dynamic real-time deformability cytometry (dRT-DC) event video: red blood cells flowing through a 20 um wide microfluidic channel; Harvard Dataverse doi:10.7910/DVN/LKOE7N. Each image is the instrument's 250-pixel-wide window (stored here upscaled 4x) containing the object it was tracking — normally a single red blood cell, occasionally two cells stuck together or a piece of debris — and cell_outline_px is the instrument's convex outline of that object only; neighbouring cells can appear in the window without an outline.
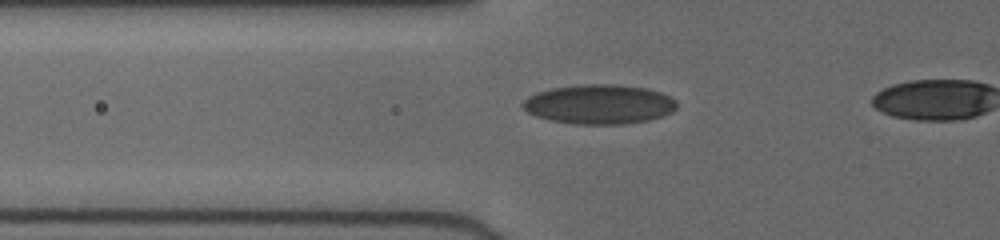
{"species": "human", "species_latin": "Homo sapiens", "temperature_condition": "cold", "stored_images_in_passage": 5, "camera_frame_rate_fps": 3000, "um_per_image_px": 0.085, "donor": {"sex": "female"}, "frame": {"image": 1, "passage_image": 3, "time_ms": 1.0, "image_size_px": [1000, 240], "cell_outline_px": [[676, 108], [672, 112], [664, 116], [648, 120], [624, 124], [572, 124], [548, 120], [536, 116], [528, 112], [520, 104], [528, 96], [536, 92], [552, 88], [580, 84], [612, 84], [648, 88], [660, 92], [676, 100]], "centroid_in_image_um": [50.92, 8.86], "position_along_channel_um": 74.9, "area_um2": 35.66}}